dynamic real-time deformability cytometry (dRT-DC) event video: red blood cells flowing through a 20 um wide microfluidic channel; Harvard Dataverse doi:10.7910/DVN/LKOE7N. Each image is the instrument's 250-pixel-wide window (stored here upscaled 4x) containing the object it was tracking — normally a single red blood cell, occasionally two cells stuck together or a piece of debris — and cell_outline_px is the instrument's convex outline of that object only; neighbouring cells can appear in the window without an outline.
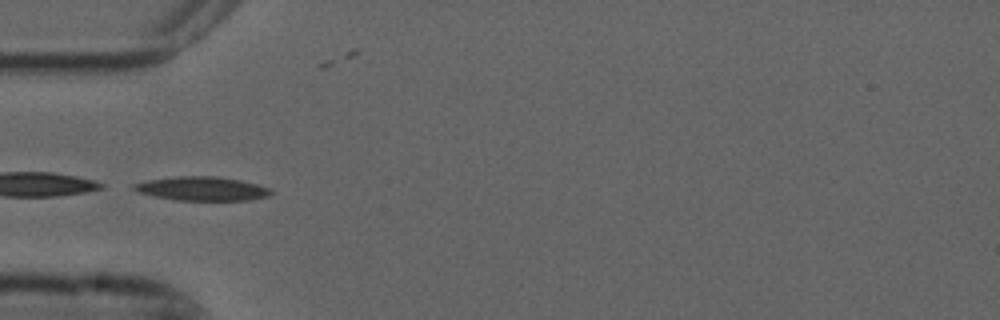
{"species": "common noctule bat (a hibernating species)", "species_latin": "Nyctalus noctula", "temperature_condition": "cold", "stored_images_in_passage": 8, "camera_frame_rate_fps": 3000, "um_per_image_px": 0.085, "animal": {"sex": "male", "forearm_length_mm": 52.5}, "frame": {"image": 1, "passage_image": 5, "time_ms": 1.333, "image_size_px": [1000, 320], "cell_outline_px": [[272, 192], [268, 196], [252, 200], [176, 200], [156, 196], [140, 192], [132, 188], [132, 184], [148, 180], [176, 176], [216, 176], [240, 180], [260, 184], [272, 188]], "centroid_in_image_um": [17.24, 16.03], "position_along_channel_um": 67.8, "area_um2": 19.13}}
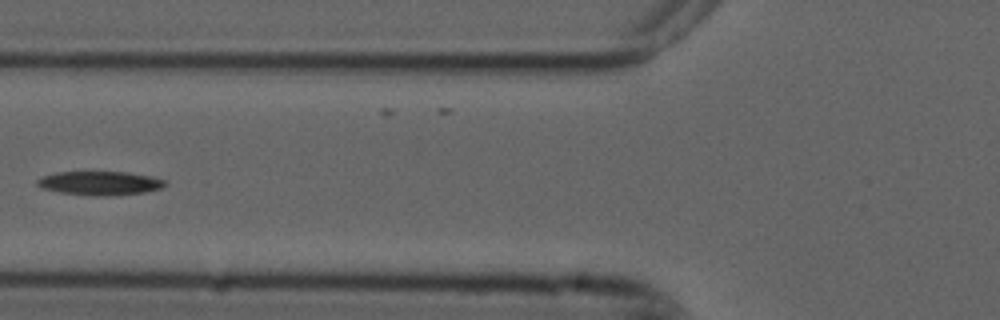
{"frame": {"image": 2, "passage_image": 6, "time_ms": 1.667, "image_size_px": [1000, 320], "cell_outline_px": [[168, 184], [160, 188], [144, 192], [112, 196], [96, 196], [60, 192], [44, 188], [36, 184], [36, 180], [40, 176], [56, 172], [128, 172], [152, 176], [164, 180]], "centroid_in_image_um": [8.49, 15.56], "position_along_channel_um": 117.3, "area_um2": 17.8}}
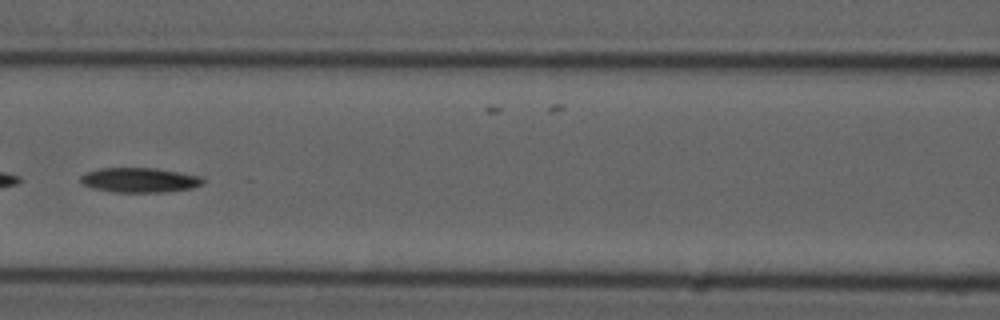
{"frame": {"image": 3, "passage_image": 7, "time_ms": 2.0, "image_size_px": [1000, 320], "cell_outline_px": [[204, 184], [192, 188], [168, 192], [112, 192], [92, 188], [84, 184], [80, 180], [80, 176], [88, 172], [100, 168], [156, 168], [204, 176]], "centroid_in_image_um": [11.93, 15.31], "position_along_channel_um": 154.7, "area_um2": 17.8}}